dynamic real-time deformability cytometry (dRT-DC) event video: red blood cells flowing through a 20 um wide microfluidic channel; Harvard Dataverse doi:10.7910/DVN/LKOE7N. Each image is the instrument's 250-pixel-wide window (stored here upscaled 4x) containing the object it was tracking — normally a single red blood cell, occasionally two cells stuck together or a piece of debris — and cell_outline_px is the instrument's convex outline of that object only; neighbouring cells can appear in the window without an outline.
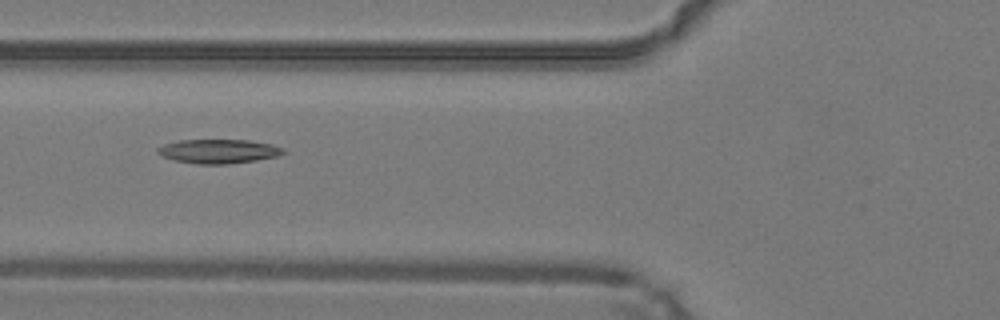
{"species": "common noctule bat (a hibernating species)", "species_latin": "Nyctalus noctula", "temperature_condition": "warm", "stored_images_in_passage": 33, "camera_frame_rate_fps": 3000, "um_per_image_px": 0.085, "animal": {"sex": "male", "body_mass_g": 19.2, "forearm_length_mm": 51.8}, "frame": {"image": 1, "passage_image": 3, "time_ms": 0.667, "image_size_px": [1000, 320], "cell_outline_px": [[288, 152], [276, 156], [256, 160], [228, 164], [196, 164], [172, 160], [156, 152], [156, 148], [164, 144], [180, 140], [248, 140], [272, 144], [284, 148]], "centroid_in_image_um": [18.58, 12.86], "position_along_channel_um": 107.2, "area_um2": 17.74}}
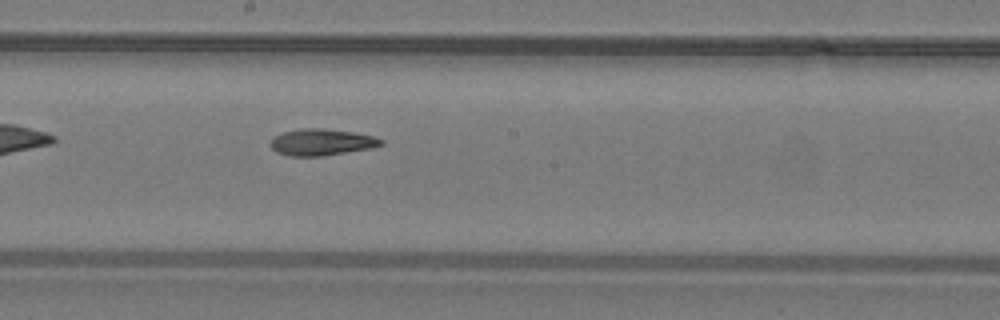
{"frame": {"image": 2, "passage_image": 11, "time_ms": 3.333, "image_size_px": [1000, 320], "cell_outline_px": [[384, 144], [372, 148], [320, 156], [288, 156], [276, 152], [268, 144], [272, 136], [284, 132], [304, 128], [324, 128], [352, 132], [372, 136], [384, 140]], "centroid_in_image_um": [27.29, 12.08], "position_along_channel_um": 220.9, "area_um2": 17.17}}
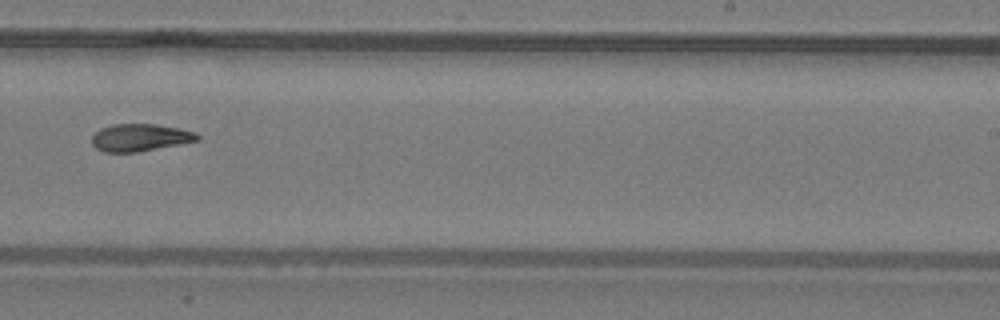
{"frame": {"image": 3, "passage_image": 15, "time_ms": 4.667, "image_size_px": [1000, 320], "cell_outline_px": [[200, 140], [136, 152], [104, 152], [96, 148], [92, 144], [92, 136], [100, 128], [112, 124], [156, 124], [180, 128], [196, 132], [200, 136]], "centroid_in_image_um": [11.91, 11.68], "position_along_channel_um": 277.1, "area_um2": 16.82}}